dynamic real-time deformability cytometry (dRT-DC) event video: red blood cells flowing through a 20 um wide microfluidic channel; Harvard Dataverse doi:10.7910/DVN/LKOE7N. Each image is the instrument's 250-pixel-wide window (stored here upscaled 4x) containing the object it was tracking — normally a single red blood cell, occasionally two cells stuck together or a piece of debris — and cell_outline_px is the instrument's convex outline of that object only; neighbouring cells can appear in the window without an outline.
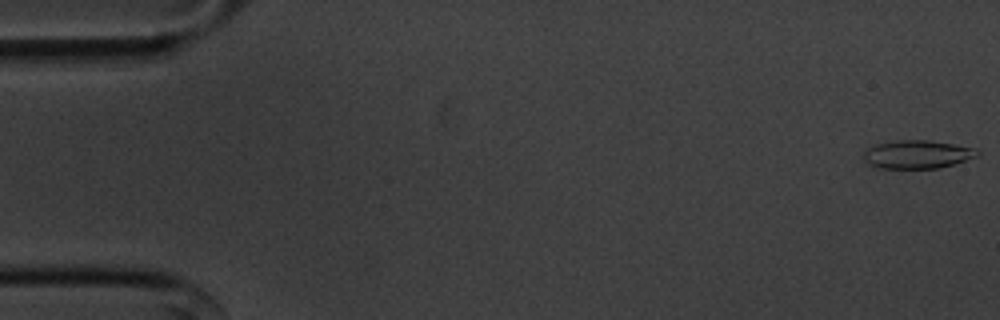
{"species": "common noctule bat (a hibernating species)", "species_latin": "Nyctalus noctula", "temperature_condition": "cold", "stored_images_in_passage": 9, "camera_frame_rate_fps": 3000, "um_per_image_px": 0.085, "animal": {"sex": "male", "body_mass_g": 20.1, "forearm_length_mm": 53.5}, "frame": {"image": 1, "passage_image": 1, "time_ms": 0.0, "image_size_px": [1000, 320], "cell_outline_px": [[980, 152], [976, 156], [952, 164], [936, 168], [880, 168], [868, 164], [864, 160], [864, 152], [868, 148], [876, 144], [896, 140], [928, 140], [952, 144], [972, 148]], "centroid_in_image_um": [77.9, 13.12], "position_along_channel_um": 7.1, "area_um2": 18.38}}